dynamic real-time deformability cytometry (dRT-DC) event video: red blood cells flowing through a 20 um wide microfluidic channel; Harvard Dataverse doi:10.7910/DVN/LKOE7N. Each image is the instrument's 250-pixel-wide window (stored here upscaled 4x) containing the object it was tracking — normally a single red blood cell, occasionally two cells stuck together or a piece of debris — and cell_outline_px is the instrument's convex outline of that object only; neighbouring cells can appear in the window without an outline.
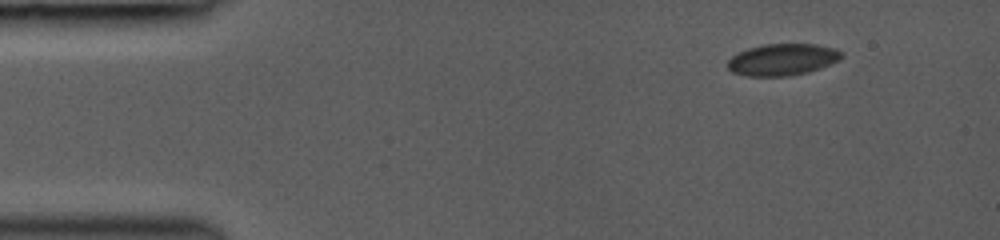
{"species": "common noctule bat (a hibernating species)", "species_latin": "Nyctalus noctula", "temperature_condition": "room temperature", "stored_images_in_passage": 41, "camera_frame_rate_fps": 3000, "um_per_image_px": 0.085, "animal": {"sex": "female", "body_mass_g": 19.0, "forearm_length_mm": 53.3}, "frame": {"image": 1, "passage_image": 1, "time_ms": 0.0, "image_size_px": [1000, 240], "cell_outline_px": [[844, 56], [840, 60], [820, 68], [808, 72], [788, 76], [748, 76], [732, 72], [728, 68], [728, 60], [732, 56], [748, 48], [764, 44], [816, 44], [836, 48], [844, 52]], "centroid_in_image_um": [66.56, 5.06], "position_along_channel_um": 18.4, "area_um2": 21.15}}
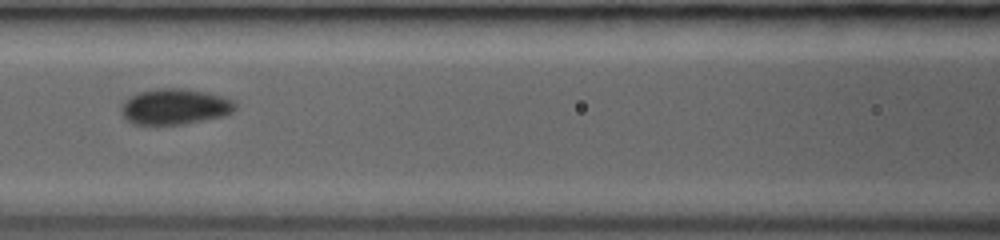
{"frame": {"image": 2, "passage_image": 17, "time_ms": 5.333, "image_size_px": [1000, 240], "cell_outline_px": [[236, 108], [232, 112], [224, 116], [184, 124], [132, 124], [120, 112], [120, 108], [124, 100], [136, 92], [156, 88], [184, 88], [208, 92], [236, 100]], "centroid_in_image_um": [14.87, 9.04], "position_along_channel_um": 151.7, "area_um2": 24.1}}
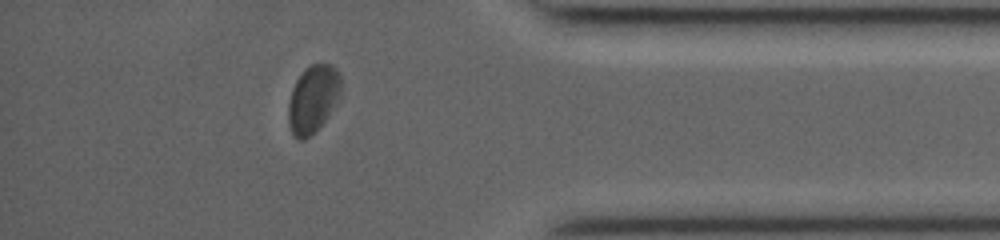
{"frame": {"image": 3, "passage_image": 36, "time_ms": 11.667, "image_size_px": [1000, 240], "cell_outline_px": [[340, 96], [328, 116], [304, 140], [296, 140], [292, 132], [288, 120], [288, 104], [292, 88], [296, 80], [304, 68], [312, 64], [332, 64], [340, 72]], "centroid_in_image_um": [26.6, 8.37], "position_along_channel_um": 408.6, "area_um2": 20.58}, "authors_computed_cell_mechanics": {"area_um2": 22.253, "velocity_mm_per_s": 4.2499, "shape_relaxation_time_tau1_ms": 2.4704, "shape_relaxation_time_tau2_ms": null, "deformation_change_tau1": 0.0736, "deformation_change_tau2": null}}